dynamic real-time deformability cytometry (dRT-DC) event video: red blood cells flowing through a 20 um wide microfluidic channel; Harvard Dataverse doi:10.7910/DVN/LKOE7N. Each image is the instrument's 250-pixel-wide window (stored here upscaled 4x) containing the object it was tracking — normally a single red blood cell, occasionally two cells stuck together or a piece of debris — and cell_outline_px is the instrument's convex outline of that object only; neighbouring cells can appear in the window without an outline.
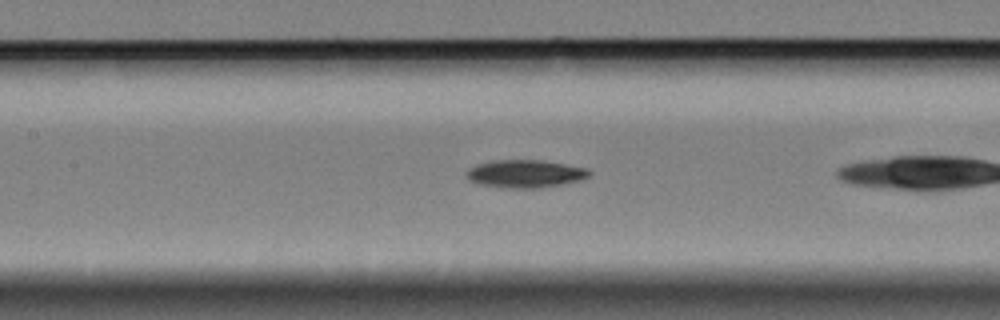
{"species": "Egyptian fruit bat (a non-hibernating species)", "species_latin": "Rousettus aegyptiacus", "temperature_condition": "cold", "stored_images_in_passage": 31, "camera_frame_rate_fps": 3000, "um_per_image_px": 0.085, "animal": {"sex": "female"}, "frame": {"image": 1, "passage_image": 10, "time_ms": 3.0, "image_size_px": [1000, 320], "cell_outline_px": [[592, 172], [588, 176], [580, 180], [540, 188], [508, 188], [480, 184], [468, 180], [468, 172], [472, 168], [480, 164], [492, 160], [540, 160], [588, 168]], "centroid_in_image_um": [44.69, 14.77], "position_along_channel_um": 162.7, "area_um2": 19.54}}